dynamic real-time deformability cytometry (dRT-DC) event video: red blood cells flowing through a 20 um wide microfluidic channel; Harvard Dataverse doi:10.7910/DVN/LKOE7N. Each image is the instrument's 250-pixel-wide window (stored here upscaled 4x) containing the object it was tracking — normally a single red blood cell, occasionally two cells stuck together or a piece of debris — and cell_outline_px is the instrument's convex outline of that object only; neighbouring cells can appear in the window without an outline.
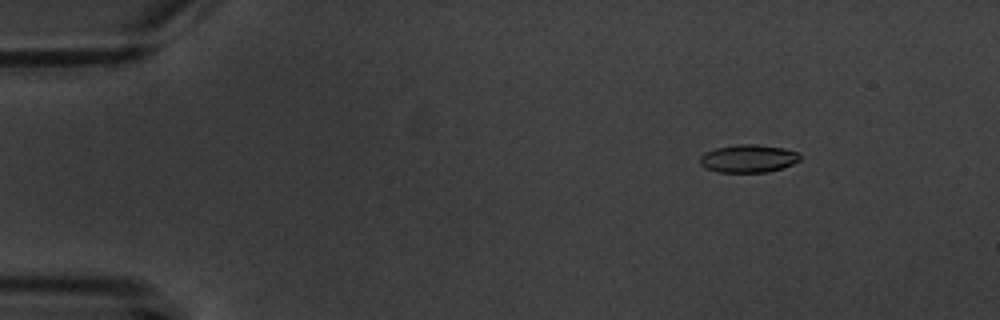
{"species": "common noctule bat (a hibernating species)", "species_latin": "Nyctalus noctula", "temperature_condition": "warm", "stored_images_in_passage": 4, "camera_frame_rate_fps": 3000, "um_per_image_px": 0.085, "animal": {"sex": "male", "body_mass_g": 20.1, "forearm_length_mm": 53.5}, "frame": {"image": 1, "passage_image": 2, "time_ms": 1.667, "image_size_px": [1000, 320], "cell_outline_px": [[800, 160], [792, 164], [768, 172], [720, 172], [704, 168], [700, 164], [700, 156], [704, 152], [716, 148], [736, 144], [756, 144], [784, 148], [796, 152], [800, 156]], "centroid_in_image_um": [63.57, 13.47], "position_along_channel_um": 21.4, "area_um2": 16.24}}
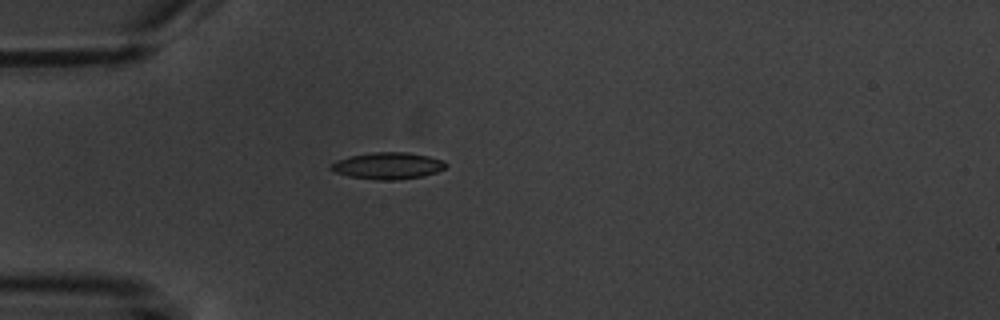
{"frame": {"image": 2, "passage_image": 4, "time_ms": 4.667, "image_size_px": [1000, 320], "cell_outline_px": [[448, 164], [444, 168], [436, 172], [424, 176], [396, 180], [376, 180], [348, 176], [336, 172], [328, 168], [336, 160], [348, 156], [372, 152], [408, 152], [428, 156], [444, 160]], "centroid_in_image_um": [32.96, 14.08], "position_along_channel_um": 52.0, "area_um2": 18.03}}